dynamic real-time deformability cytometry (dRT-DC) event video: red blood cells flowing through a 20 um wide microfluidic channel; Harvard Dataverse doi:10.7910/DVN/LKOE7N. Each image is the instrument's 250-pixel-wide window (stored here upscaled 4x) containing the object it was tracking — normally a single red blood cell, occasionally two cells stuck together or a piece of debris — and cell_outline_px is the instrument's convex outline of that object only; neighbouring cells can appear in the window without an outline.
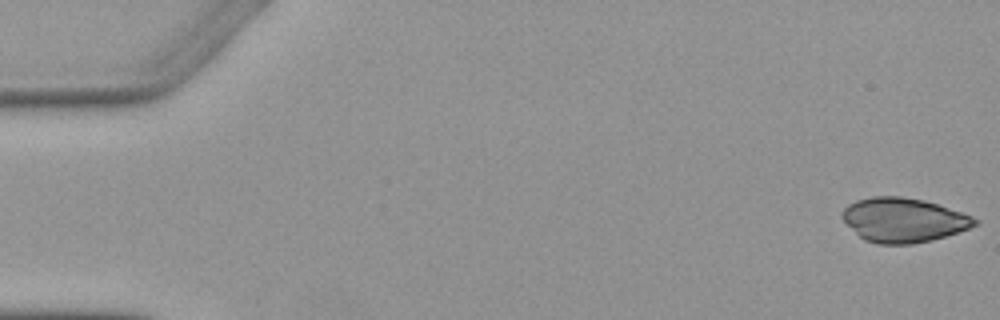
{"species": "Egyptian fruit bat (a non-hibernating species)", "species_latin": "Rousettus aegyptiacus", "temperature_condition": "warm", "stored_images_in_passage": 4, "camera_frame_rate_fps": 3000, "um_per_image_px": 0.085, "animal": {"sex": "female"}, "frame": {"image": 1, "passage_image": 1, "time_ms": 0.0, "image_size_px": [1000, 320], "cell_outline_px": [[980, 224], [932, 240], [912, 244], [876, 244], [864, 240], [840, 216], [844, 208], [848, 204], [856, 200], [872, 196], [900, 196], [924, 200], [972, 216], [980, 220]], "centroid_in_image_um": [76.78, 18.7], "position_along_channel_um": 8.2, "area_um2": 34.04}}